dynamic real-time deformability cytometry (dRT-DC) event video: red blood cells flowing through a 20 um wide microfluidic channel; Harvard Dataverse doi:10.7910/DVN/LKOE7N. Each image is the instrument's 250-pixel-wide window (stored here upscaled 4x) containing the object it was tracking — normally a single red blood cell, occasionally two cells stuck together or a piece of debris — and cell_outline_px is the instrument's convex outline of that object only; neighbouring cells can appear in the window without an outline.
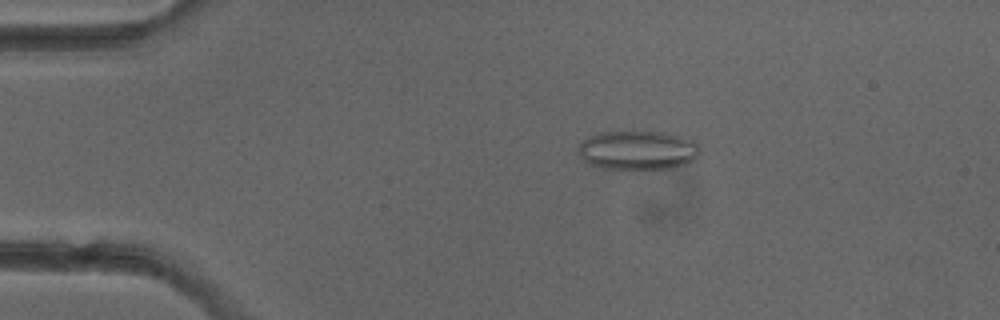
{"species": "common noctule bat (a hibernating species)", "species_latin": "Nyctalus noctula", "temperature_condition": "cold", "stored_images_in_passage": 5, "camera_frame_rate_fps": 3000, "um_per_image_px": 0.085, "animal": {"sex": "female"}, "frame": {"image": 1, "passage_image": 3, "time_ms": 2.0, "image_size_px": [1000, 320], "cell_outline_px": [[700, 156], [696, 160], [684, 164], [668, 168], [600, 168], [584, 164], [576, 148], [588, 136], [600, 132], [632, 128], [664, 132], [680, 136], [692, 140], [700, 144]], "centroid_in_image_um": [54.18, 12.71], "position_along_channel_um": 30.8, "area_um2": 28.84}}